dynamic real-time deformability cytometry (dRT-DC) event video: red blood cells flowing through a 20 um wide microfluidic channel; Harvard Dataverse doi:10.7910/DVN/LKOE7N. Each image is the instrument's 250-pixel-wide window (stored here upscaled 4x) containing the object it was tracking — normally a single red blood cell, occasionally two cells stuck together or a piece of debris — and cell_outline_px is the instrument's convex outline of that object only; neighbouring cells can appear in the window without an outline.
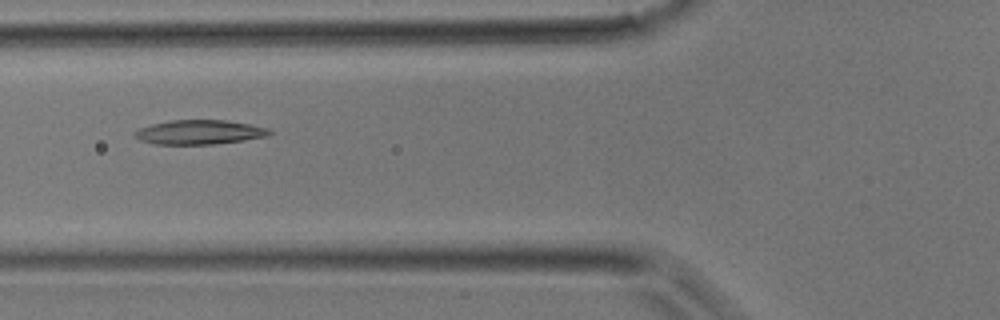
{"species": "common noctule bat (a hibernating species)", "species_latin": "Nyctalus noctula", "temperature_condition": "room temperature", "stored_images_in_passage": 37, "camera_frame_rate_fps": 3000, "um_per_image_px": 0.085, "animal": {"sex": "male", "body_mass_g": 17.9}, "frame": {"image": 1, "passage_image": 14, "time_ms": 4.333, "image_size_px": [1000, 320], "cell_outline_px": [[272, 132], [268, 136], [244, 140], [212, 144], [156, 144], [140, 140], [132, 132], [140, 128], [152, 124], [172, 120], [224, 120], [248, 124], [268, 128]], "centroid_in_image_um": [16.95, 11.23], "position_along_channel_um": 108.9, "area_um2": 18.9}}
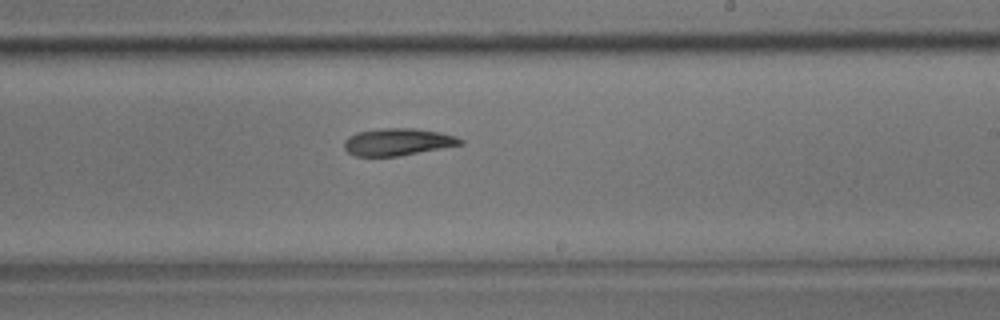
{"frame": {"image": 2, "passage_image": 22, "time_ms": 7.0, "image_size_px": [1000, 320], "cell_outline_px": [[464, 144], [396, 156], [356, 156], [348, 152], [344, 148], [344, 140], [348, 136], [356, 132], [384, 128], [416, 128], [440, 132], [456, 136], [464, 140]], "centroid_in_image_um": [33.8, 12.05], "position_along_channel_um": 255.2, "area_um2": 18.38}}
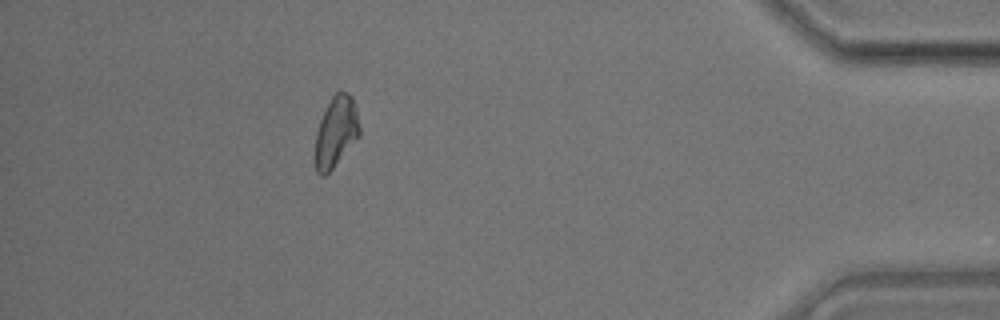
{"frame": {"image": 3, "passage_image": 33, "time_ms": 10.667, "image_size_px": [1000, 320], "cell_outline_px": [[360, 136], [332, 168], [324, 176], [320, 176], [316, 172], [316, 132], [320, 120], [332, 96], [340, 88], [352, 96], [356, 108], [360, 128]], "centroid_in_image_um": [28.58, 11.17], "position_along_channel_um": 406.6, "area_um2": 18.15}}